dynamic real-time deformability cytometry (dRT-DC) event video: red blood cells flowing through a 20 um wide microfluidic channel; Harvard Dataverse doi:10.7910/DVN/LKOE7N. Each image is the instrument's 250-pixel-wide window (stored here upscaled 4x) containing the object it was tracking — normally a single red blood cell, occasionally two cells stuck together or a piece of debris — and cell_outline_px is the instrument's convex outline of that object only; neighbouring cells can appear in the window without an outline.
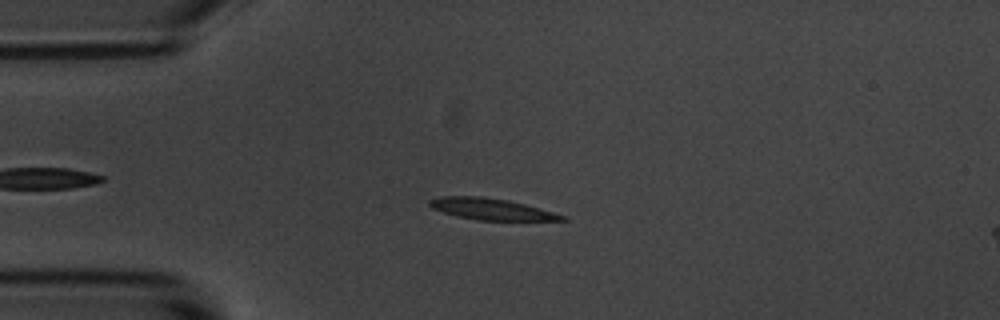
{"species": "common noctule bat (a hibernating species)", "species_latin": "Nyctalus noctula", "temperature_condition": "room temperature", "stored_images_in_passage": 7, "camera_frame_rate_fps": 3000, "um_per_image_px": 0.085, "animal": {"sex": "male", "body_mass_g": 20.1, "forearm_length_mm": 53.5}, "frame": {"image": 1, "passage_image": 4, "time_ms": 3.333, "image_size_px": [1000, 320], "cell_outline_px": [[568, 220], [476, 220], [456, 216], [432, 208], [428, 204], [428, 200], [440, 196], [480, 196], [508, 200], [524, 204], [552, 212], [564, 216]], "centroid_in_image_um": [41.68, 17.76], "position_along_channel_um": 43.3, "area_um2": 16.3}}
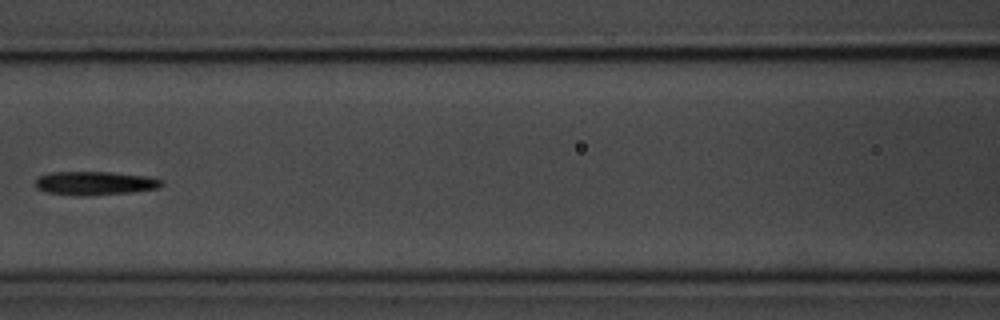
{"frame": {"image": 2, "passage_image": 7, "time_ms": 7.0, "image_size_px": [1000, 320], "cell_outline_px": [[164, 184], [156, 188], [132, 192], [84, 196], [80, 196], [48, 192], [36, 188], [36, 180], [40, 176], [48, 172], [112, 172], [152, 176], [164, 180]], "centroid_in_image_um": [8.12, 15.56], "position_along_channel_um": 158.5, "area_um2": 17.51}}